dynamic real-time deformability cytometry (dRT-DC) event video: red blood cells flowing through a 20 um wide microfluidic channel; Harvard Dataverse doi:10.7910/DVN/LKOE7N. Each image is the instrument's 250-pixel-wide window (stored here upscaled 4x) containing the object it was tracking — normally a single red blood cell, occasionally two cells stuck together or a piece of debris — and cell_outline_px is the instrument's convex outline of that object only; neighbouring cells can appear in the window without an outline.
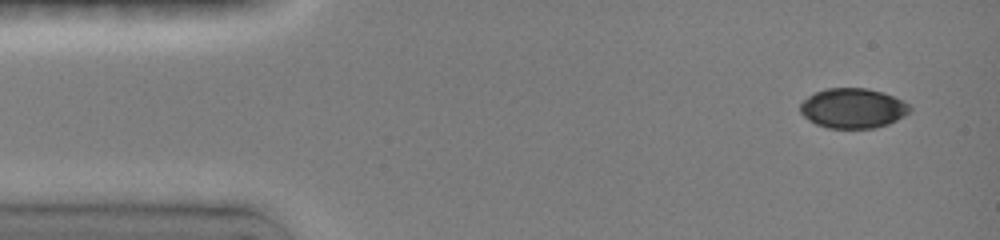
{"species": "common noctule bat (a hibernating species)", "species_latin": "Nyctalus noctula", "temperature_condition": "room temperature", "stored_images_in_passage": 5, "camera_frame_rate_fps": 3000, "um_per_image_px": 0.085, "animal": {"sex": "female", "body_mass_g": 19.0, "forearm_length_mm": 51.5}, "frame": {"image": 1, "passage_image": 1, "time_ms": 0.0, "image_size_px": [1000, 240], "cell_outline_px": [[912, 108], [904, 116], [888, 124], [876, 128], [828, 128], [816, 124], [808, 120], [800, 112], [800, 104], [808, 96], [824, 88], [868, 88], [884, 92], [912, 104]], "centroid_in_image_um": [72.52, 9.19], "position_along_channel_um": 12.5, "area_um2": 25.72}}
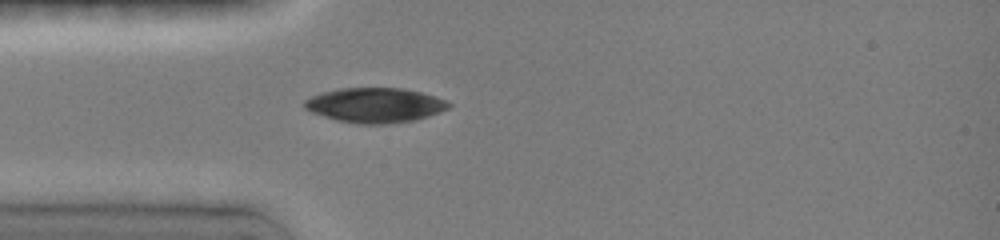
{"frame": {"image": 2, "passage_image": 5, "time_ms": 3.333, "image_size_px": [1000, 240], "cell_outline_px": [[452, 104], [448, 108], [440, 112], [428, 116], [412, 120], [384, 124], [356, 124], [336, 120], [312, 112], [304, 108], [304, 100], [312, 96], [324, 92], [340, 88], [400, 88], [420, 92], [444, 100]], "centroid_in_image_um": [31.85, 8.94], "position_along_channel_um": 53.2, "area_um2": 28.9}}